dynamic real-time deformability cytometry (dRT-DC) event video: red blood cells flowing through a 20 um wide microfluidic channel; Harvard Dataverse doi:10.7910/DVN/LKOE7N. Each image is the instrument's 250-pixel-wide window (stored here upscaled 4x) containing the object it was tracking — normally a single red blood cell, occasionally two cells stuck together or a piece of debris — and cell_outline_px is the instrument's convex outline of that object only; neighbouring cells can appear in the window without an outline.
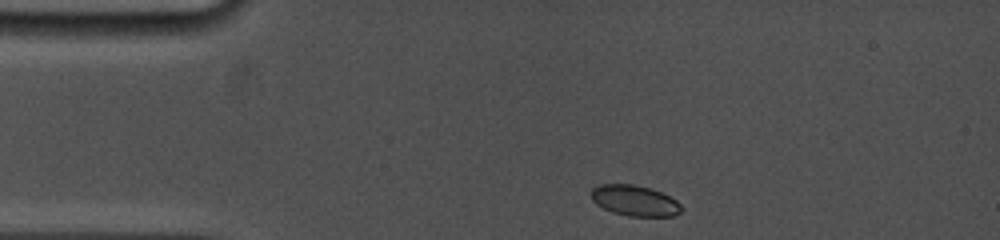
{"species": "common noctule bat (a hibernating species)", "species_latin": "Nyctalus noctula", "temperature_condition": "cold", "stored_images_in_passage": 6, "camera_frame_rate_fps": 5000, "um_per_image_px": 0.085, "animal": {"sex": "female", "body_mass_g": 19.0, "forearm_length_mm": 53.3}, "frame": {"image": 1, "passage_image": 1, "time_ms": 0.0, "image_size_px": [1000, 240], "cell_outline_px": [[684, 208], [676, 216], [628, 216], [612, 212], [596, 204], [592, 200], [592, 188], [600, 184], [632, 184], [652, 188], [676, 200]], "centroid_in_image_um": [53.97, 17.05], "position_along_channel_um": 31.0, "area_um2": 16.18}}
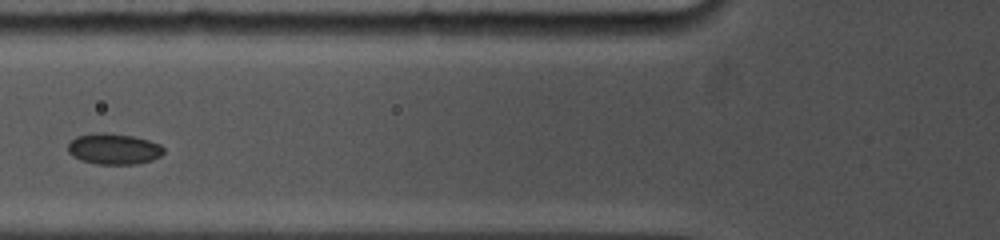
{"frame": {"image": 2, "passage_image": 5, "time_ms": 3.4, "image_size_px": [1000, 240], "cell_outline_px": [[164, 152], [160, 156], [152, 160], [136, 164], [96, 164], [80, 160], [72, 156], [68, 152], [68, 144], [76, 136], [92, 132], [104, 132], [132, 136], [148, 140], [160, 144], [164, 148]], "centroid_in_image_um": [9.65, 12.65], "position_along_channel_um": 116.2, "area_um2": 17.4}}
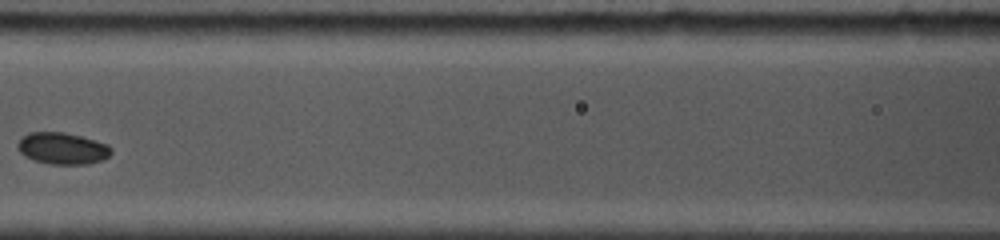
{"frame": {"image": 3, "passage_image": 6, "time_ms": 4.6, "image_size_px": [1000, 240], "cell_outline_px": [[112, 152], [104, 160], [88, 164], [48, 164], [24, 156], [20, 152], [16, 144], [20, 136], [28, 132], [64, 132], [80, 136], [108, 144], [112, 148]], "centroid_in_image_um": [5.29, 12.61], "position_along_channel_um": 161.3, "area_um2": 17.46}}